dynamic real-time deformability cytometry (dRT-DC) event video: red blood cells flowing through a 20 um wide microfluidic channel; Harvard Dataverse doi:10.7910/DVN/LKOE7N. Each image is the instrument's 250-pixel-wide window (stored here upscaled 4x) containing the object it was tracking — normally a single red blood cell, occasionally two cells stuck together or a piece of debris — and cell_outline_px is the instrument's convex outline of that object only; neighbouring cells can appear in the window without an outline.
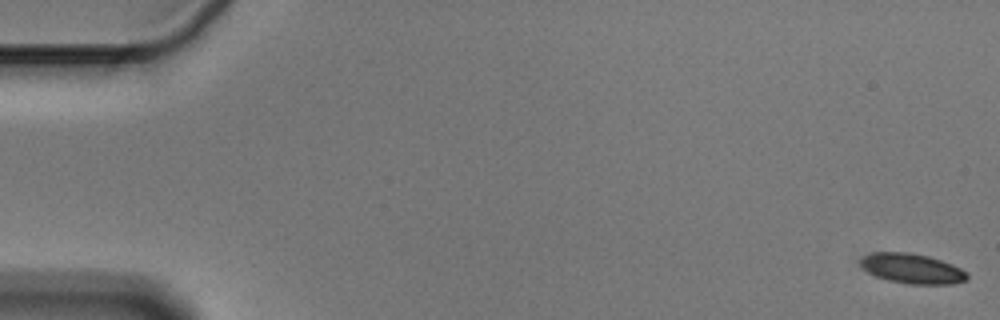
{"species": "Egyptian fruit bat (a non-hibernating species)", "species_latin": "Rousettus aegyptiacus", "temperature_condition": "cold", "stored_images_in_passage": 6, "segment_of_instrument_passage": [1, 2], "camera_frame_rate_fps": 3000, "um_per_image_px": 0.085, "animal": {"sex": "male"}, "frame": {"image": 1, "passage_image": 1, "time_ms": 0.0, "image_size_px": [1000, 320], "cell_outline_px": [[968, 280], [952, 284], [908, 284], [876, 276], [868, 272], [860, 264], [860, 256], [872, 252], [908, 252], [928, 256], [952, 264], [968, 272]], "centroid_in_image_um": [77.54, 22.82], "position_along_channel_um": 7.5, "area_um2": 18.61}}
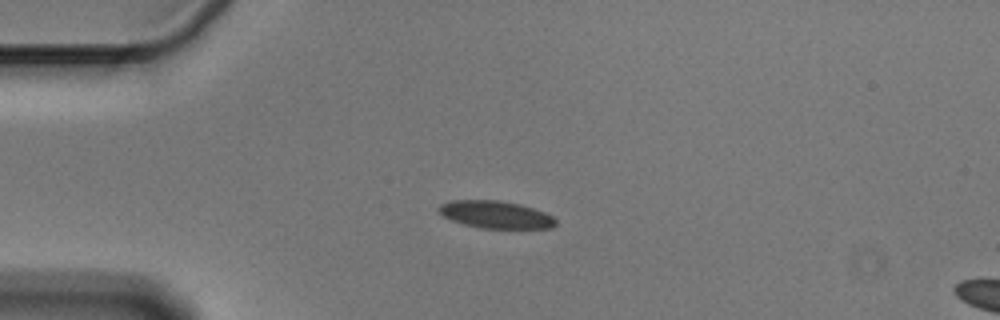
{"frame": {"image": 2, "passage_image": 4, "time_ms": 1.0, "image_size_px": [1000, 320], "cell_outline_px": [[556, 224], [552, 228], [480, 228], [464, 224], [452, 220], [444, 216], [436, 208], [440, 204], [452, 200], [500, 200], [520, 204], [544, 212], [552, 216], [556, 220]], "centroid_in_image_um": [42.12, 18.23], "position_along_channel_um": 42.9, "area_um2": 18.61}}